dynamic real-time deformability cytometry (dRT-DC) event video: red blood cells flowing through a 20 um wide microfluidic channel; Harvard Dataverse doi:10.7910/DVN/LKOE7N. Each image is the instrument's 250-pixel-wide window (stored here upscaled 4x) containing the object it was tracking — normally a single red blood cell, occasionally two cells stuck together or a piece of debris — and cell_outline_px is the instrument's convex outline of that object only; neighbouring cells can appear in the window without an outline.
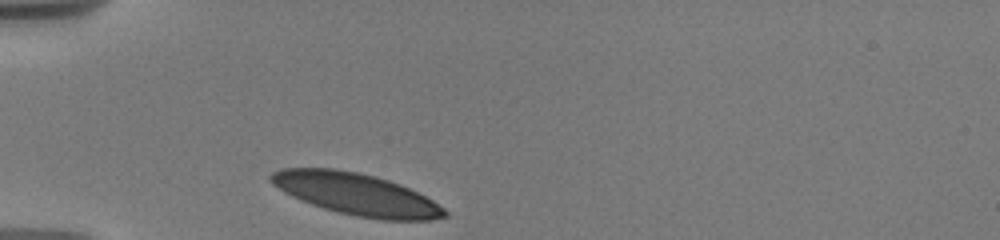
{"species": "human", "species_latin": "Homo sapiens", "temperature_condition": "warm", "stored_images_in_passage": 40, "camera_frame_rate_fps": 3000, "um_per_image_px": 0.085, "donor": {"sex": "male"}, "frame": {"image": 1, "passage_image": 1, "time_ms": 0.0, "image_size_px": [1000, 240], "cell_outline_px": [[448, 216], [432, 220], [380, 220], [356, 216], [324, 208], [300, 200], [284, 192], [272, 184], [268, 180], [268, 176], [272, 172], [280, 168], [336, 168], [356, 172], [388, 180], [400, 184], [432, 200], [444, 208], [448, 212]], "centroid_in_image_um": [30.26, 16.5], "position_along_channel_um": 54.7, "area_um2": 42.25}}
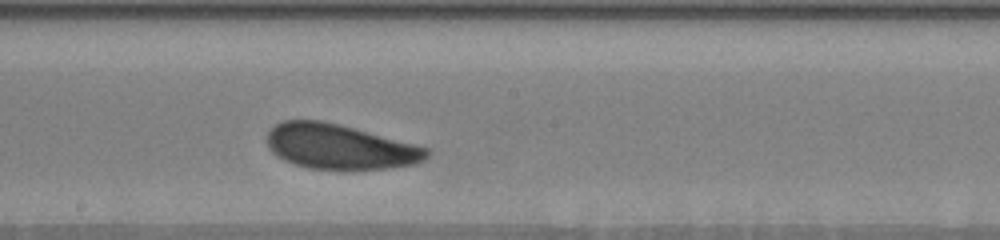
{"frame": {"image": 2, "passage_image": 16, "time_ms": 5.0, "image_size_px": [1000, 240], "cell_outline_px": [[428, 156], [424, 160], [416, 164], [388, 168], [348, 172], [340, 172], [308, 168], [284, 160], [276, 156], [268, 148], [268, 132], [280, 120], [320, 120], [340, 124], [416, 144], [428, 148]], "centroid_in_image_um": [28.89, 12.5], "position_along_channel_um": 219.3, "area_um2": 42.77}}
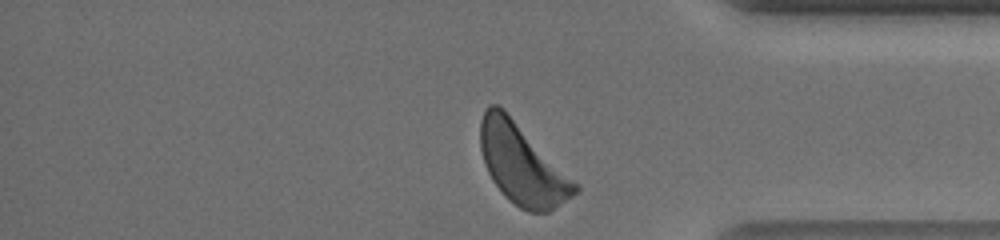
{"frame": {"image": 3, "passage_image": 40, "time_ms": 10.0, "image_size_px": [1000, 240], "cell_outline_px": [[580, 188], [572, 196], [548, 212], [528, 212], [520, 208], [508, 200], [504, 196], [492, 180], [488, 172], [480, 148], [480, 120], [488, 104], [496, 104], [504, 108]], "centroid_in_image_um": [44.32, 13.96], "position_along_channel_um": 390.9, "area_um2": 43.41}, "authors_computed_cell_mechanics": {"area_um2": 42.772, "velocity_mm_per_s": 3.6252, "shape_relaxation_time_tau1_ms": 2.2481, "shape_relaxation_time_tau2_ms": 6.3194, "deformation_change_tau1": 0.1002, "deformation_change_tau2": 0.1494}}